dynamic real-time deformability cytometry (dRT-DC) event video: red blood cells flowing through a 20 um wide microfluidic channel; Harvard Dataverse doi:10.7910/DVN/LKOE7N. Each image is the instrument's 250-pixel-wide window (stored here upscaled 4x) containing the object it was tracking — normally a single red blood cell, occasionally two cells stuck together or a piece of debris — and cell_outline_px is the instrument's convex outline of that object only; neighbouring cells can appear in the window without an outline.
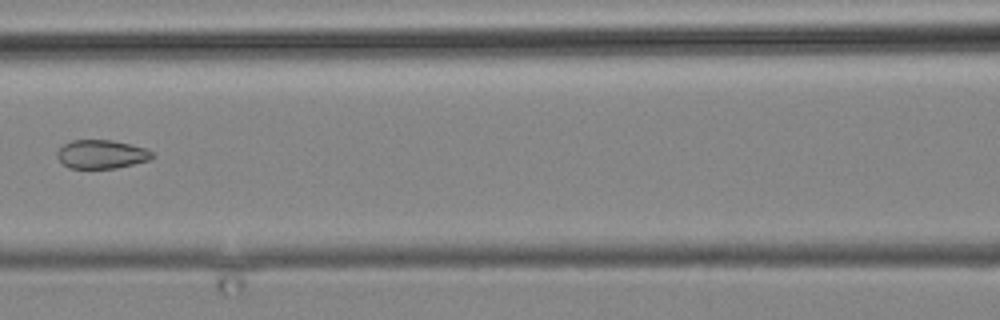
{"species": "common noctule bat (a hibernating species)", "species_latin": "Nyctalus noctula", "temperature_condition": "cold", "stored_images_in_passage": 21, "camera_frame_rate_fps": 3000, "um_per_image_px": 0.085, "animal": {"sex": "male", "body_mass_g": 19.2, "forearm_length_mm": 51.8}, "frame": {"image": 1, "passage_image": 12, "time_ms": 13.0, "image_size_px": [1000, 320], "cell_outline_px": [[156, 156], [148, 160], [116, 168], [68, 168], [56, 156], [56, 152], [64, 144], [72, 140], [112, 140], [144, 148], [152, 152]], "centroid_in_image_um": [8.61, 13.11], "position_along_channel_um": 158.0, "area_um2": 15.72}}
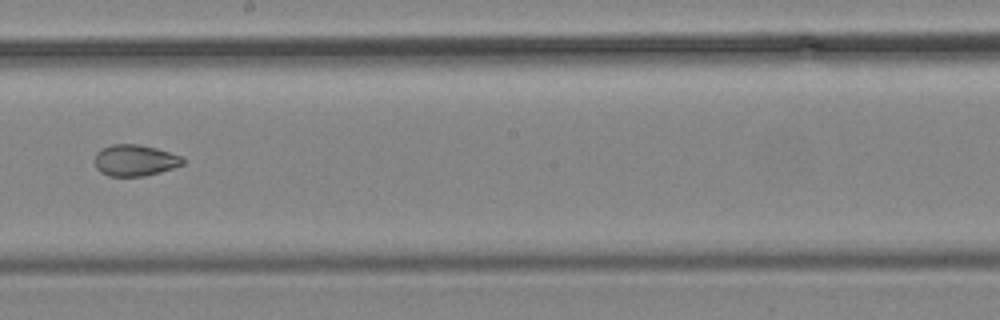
{"frame": {"image": 2, "passage_image": 14, "time_ms": 15.333, "image_size_px": [1000, 320], "cell_outline_px": [[184, 164], [160, 172], [144, 176], [108, 176], [100, 172], [96, 168], [96, 152], [100, 148], [112, 144], [140, 144], [156, 148], [184, 156]], "centroid_in_image_um": [11.48, 13.62], "position_along_channel_um": 236.7, "area_um2": 16.24}}
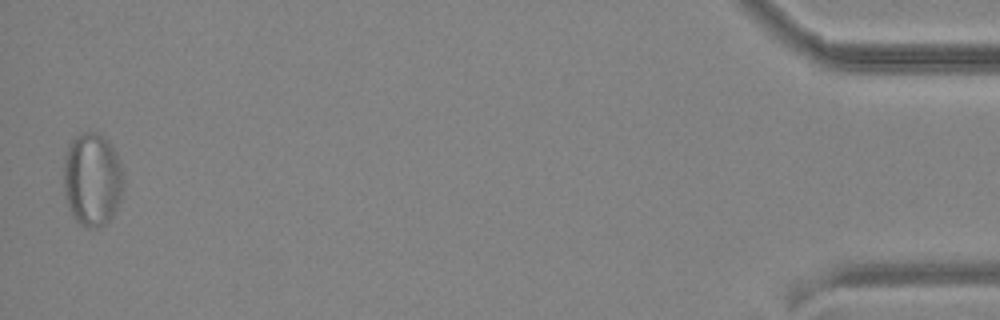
{"frame": {"image": 3, "passage_image": 21, "time_ms": 23.667, "image_size_px": [1000, 320], "cell_outline_px": [[124, 184], [120, 200], [112, 216], [100, 228], [84, 228], [72, 216], [68, 208], [64, 196], [64, 156], [68, 144], [80, 132], [96, 132], [104, 136], [108, 140], [116, 152], [124, 172]], "centroid_in_image_um": [7.84, 15.25], "position_along_channel_um": 427.4, "area_um2": 33.29}}